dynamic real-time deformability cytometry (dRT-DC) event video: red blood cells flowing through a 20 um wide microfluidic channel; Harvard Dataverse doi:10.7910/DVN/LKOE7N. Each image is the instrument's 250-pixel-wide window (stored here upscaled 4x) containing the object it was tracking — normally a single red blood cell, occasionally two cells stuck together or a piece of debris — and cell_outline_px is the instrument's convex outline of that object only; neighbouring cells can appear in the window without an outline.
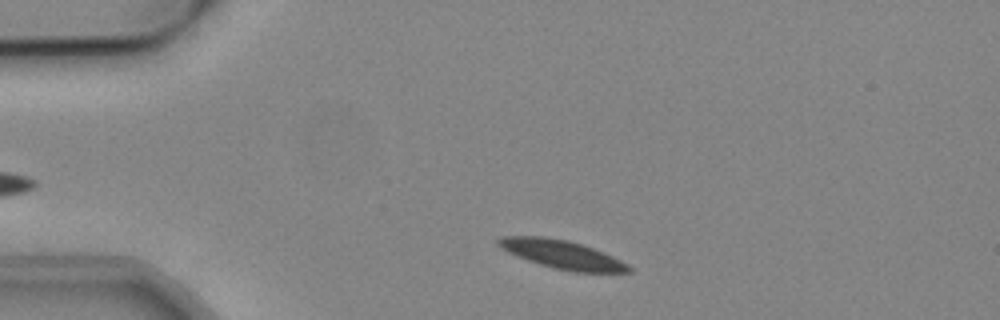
{"species": "common noctule bat (a hibernating species)", "species_latin": "Nyctalus noctula", "temperature_condition": "cold", "stored_images_in_passage": 37, "camera_frame_rate_fps": 3000, "um_per_image_px": 0.085, "animal": {"sex": "male", "body_mass_g": 19.2, "forearm_length_mm": 51.8}, "frame": {"image": 1, "passage_image": 4, "time_ms": 1.0, "image_size_px": [1000, 320], "cell_outline_px": [[632, 272], [572, 272], [552, 268], [528, 260], [508, 252], [496, 244], [496, 240], [504, 236], [544, 236], [568, 240], [604, 252], [628, 264], [632, 268]], "centroid_in_image_um": [47.78, 21.63], "position_along_channel_um": 37.2, "area_um2": 21.56}}
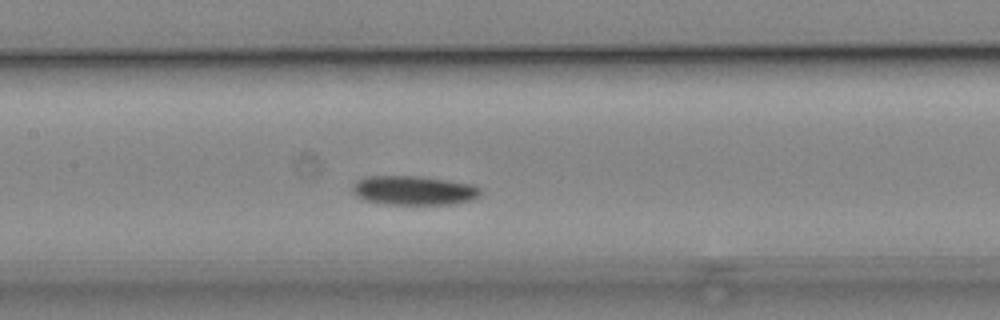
{"frame": {"image": 2, "passage_image": 18, "time_ms": 5.667, "image_size_px": [1000, 320], "cell_outline_px": [[480, 192], [472, 200], [448, 204], [384, 204], [364, 200], [352, 192], [352, 188], [360, 180], [368, 176], [416, 176], [468, 184], [476, 188]], "centroid_in_image_um": [35.09, 16.2], "position_along_channel_um": 172.3, "area_um2": 21.04}}
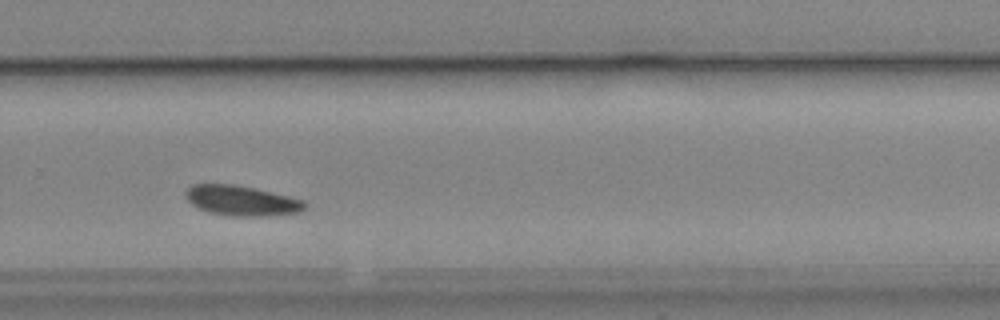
{"frame": {"image": 3, "passage_image": 29, "time_ms": 9.333, "image_size_px": [1000, 320], "cell_outline_px": [[308, 204], [300, 212], [268, 216], [232, 216], [208, 212], [192, 204], [188, 200], [188, 188], [192, 184], [232, 184], [252, 188], [304, 200]], "centroid_in_image_um": [20.57, 17.07], "position_along_channel_um": 309.2, "area_um2": 20.52}, "authors_computed_cell_mechanics": {"area_um2": 21.5016, "velocity_mm_per_s": 3.7486, "shape_relaxation_time_tau1_ms": 4.6798, "shape_relaxation_time_tau2_ms": null, "deformation_change_tau1": 0.0904, "deformation_change_tau2": null}}